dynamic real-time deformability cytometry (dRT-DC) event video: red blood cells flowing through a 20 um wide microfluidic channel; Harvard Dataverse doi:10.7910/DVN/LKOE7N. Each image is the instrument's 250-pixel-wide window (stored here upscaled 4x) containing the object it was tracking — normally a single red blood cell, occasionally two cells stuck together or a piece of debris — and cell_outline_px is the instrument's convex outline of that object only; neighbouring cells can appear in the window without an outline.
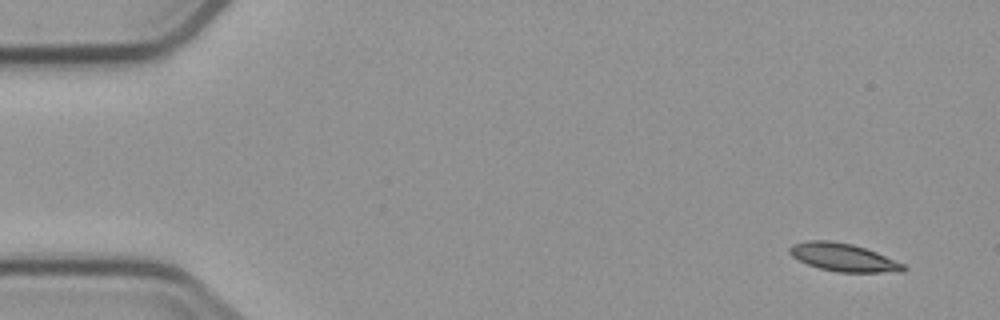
{"species": "common noctule bat (a hibernating species)", "species_latin": "Nyctalus noctula", "temperature_condition": "cold", "stored_images_in_passage": 7, "camera_frame_rate_fps": 3000, "um_per_image_px": 0.085, "animal": {"sex": "male", "body_mass_g": 23.1, "forearm_length_mm": 52.7}, "frame": {"image": 1, "passage_image": 1, "time_ms": 0.0, "image_size_px": [1000, 320], "cell_outline_px": [[908, 268], [904, 272], [836, 272], [820, 268], [808, 264], [792, 256], [788, 252], [788, 248], [792, 244], [808, 240], [832, 240], [852, 244], [876, 252], [904, 264]], "centroid_in_image_um": [71.68, 21.87], "position_along_channel_um": 13.3, "area_um2": 18.55}}
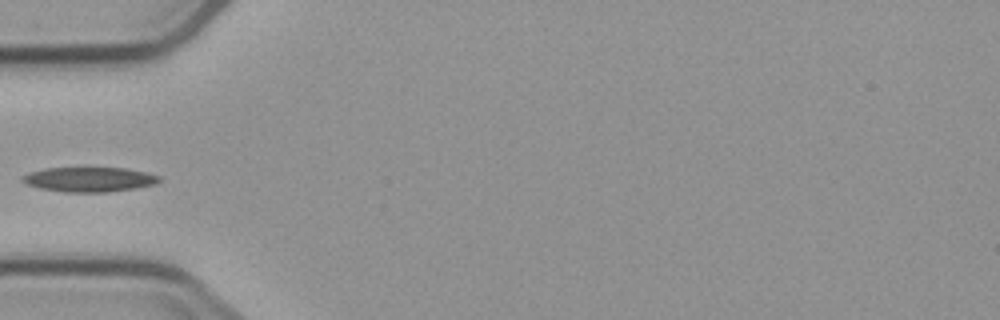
{"frame": {"image": 2, "passage_image": 5, "time_ms": 5.0, "image_size_px": [1000, 320], "cell_outline_px": [[160, 180], [156, 184], [136, 188], [108, 192], [64, 192], [40, 188], [28, 184], [20, 180], [20, 176], [28, 172], [44, 168], [124, 168], [144, 172], [160, 176]], "centroid_in_image_um": [7.55, 15.25], "position_along_channel_um": 77.4, "area_um2": 19.71}}
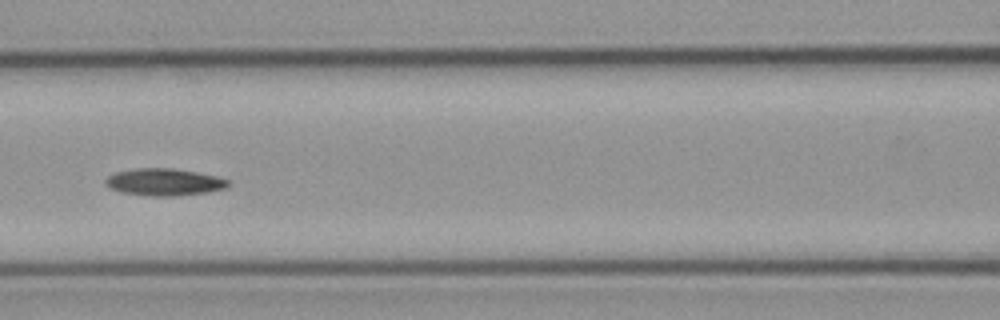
{"frame": {"image": 3, "passage_image": 7, "time_ms": 7.0, "image_size_px": [1000, 320], "cell_outline_px": [[228, 188], [208, 192], [176, 196], [152, 196], [120, 192], [108, 188], [104, 184], [104, 180], [108, 176], [116, 172], [136, 168], [172, 168], [196, 172], [216, 176], [228, 180]], "centroid_in_image_um": [13.92, 15.48], "position_along_channel_um": 152.7, "area_um2": 19.48}}